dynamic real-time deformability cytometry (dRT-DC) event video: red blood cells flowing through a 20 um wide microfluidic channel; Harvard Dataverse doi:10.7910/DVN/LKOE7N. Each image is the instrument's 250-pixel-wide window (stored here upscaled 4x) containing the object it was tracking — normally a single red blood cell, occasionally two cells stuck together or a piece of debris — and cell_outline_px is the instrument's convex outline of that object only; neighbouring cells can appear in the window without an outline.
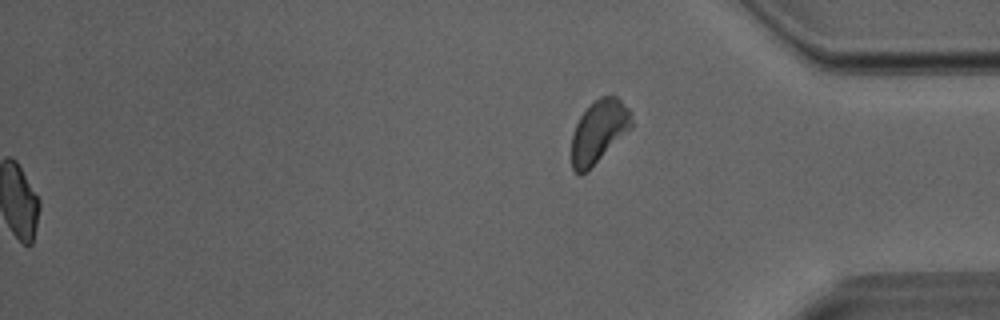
{"species": "Egyptian fruit bat (a non-hibernating species)", "species_latin": "Rousettus aegyptiacus", "temperature_condition": "room temperature", "stored_images_in_passage": 38, "segment_of_instrument_passage": [2, 2], "camera_frame_rate_fps": 3000, "um_per_image_px": 0.085, "animal": {"sex": "male"}, "frame": {"image": 1, "passage_image": 38, "time_ms": 12.333, "image_size_px": [1000, 320], "cell_outline_px": [[632, 128], [580, 176], [572, 168], [572, 132], [580, 116], [600, 96], [616, 96], [628, 108], [632, 120]], "centroid_in_image_um": [50.89, 11.16], "position_along_channel_um": 384.3, "area_um2": 21.33}}